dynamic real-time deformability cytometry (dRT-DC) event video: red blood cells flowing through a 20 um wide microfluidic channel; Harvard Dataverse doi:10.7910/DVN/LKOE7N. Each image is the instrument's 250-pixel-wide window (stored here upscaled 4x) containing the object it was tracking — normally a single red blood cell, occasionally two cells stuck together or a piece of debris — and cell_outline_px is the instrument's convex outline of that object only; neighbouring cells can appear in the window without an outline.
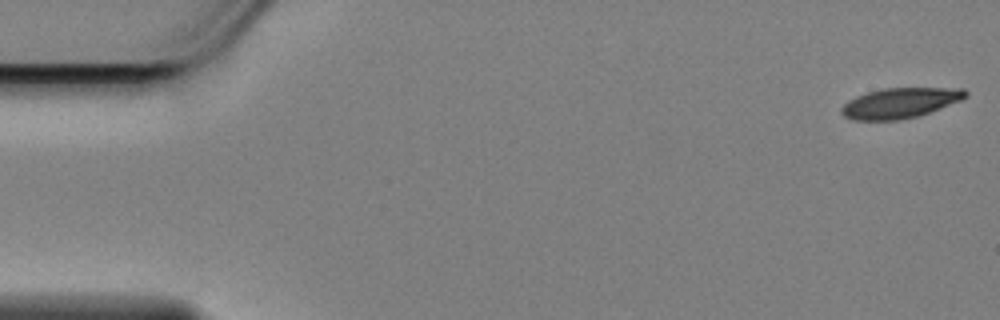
{"species": "Egyptian fruit bat (a non-hibernating species)", "species_latin": "Rousettus aegyptiacus", "temperature_condition": "cold", "stored_images_in_passage": 58, "camera_frame_rate_fps": 3000, "um_per_image_px": 0.085, "animal": {"sex": "female"}, "frame": {"image": 1, "passage_image": 1, "time_ms": 0.0, "image_size_px": [1000, 320], "cell_outline_px": [[968, 96], [960, 100], [920, 116], [900, 120], [852, 120], [844, 116], [840, 112], [840, 108], [848, 100], [856, 96], [868, 92], [884, 88], [964, 88], [968, 92]], "centroid_in_image_um": [76.49, 8.76], "position_along_channel_um": 8.5, "area_um2": 21.96}}
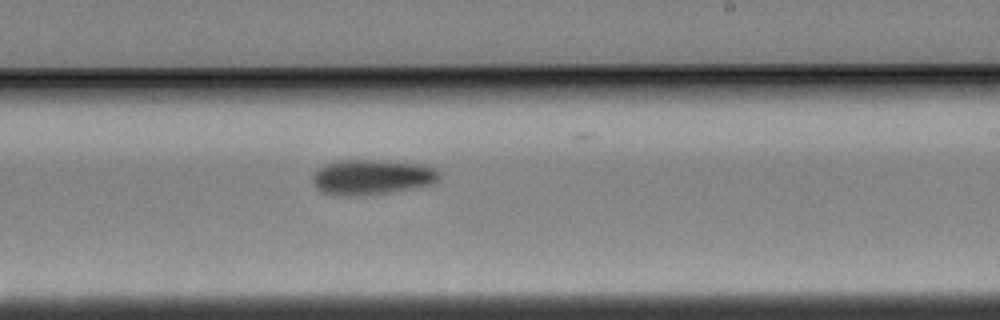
{"frame": {"image": 2, "passage_image": 34, "time_ms": 11.0, "image_size_px": [1000, 320], "cell_outline_px": [[440, 176], [432, 184], [384, 192], [352, 196], [340, 196], [324, 192], [316, 188], [312, 180], [312, 176], [324, 164], [336, 160], [384, 160], [420, 164], [432, 168], [440, 172]], "centroid_in_image_um": [31.56, 15.03], "position_along_channel_um": 257.4, "area_um2": 25.55}}
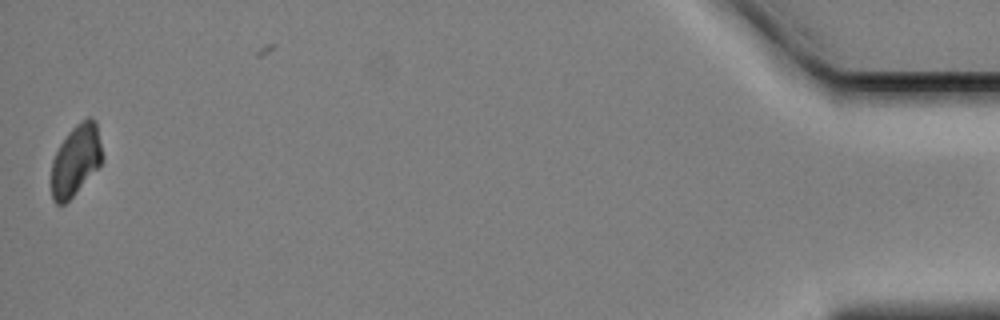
{"frame": {"image": 3, "passage_image": 57, "time_ms": 18.667, "image_size_px": [1000, 320], "cell_outline_px": [[104, 160], [72, 196], [64, 204], [56, 204], [52, 200], [52, 160], [60, 144], [68, 132], [80, 120], [88, 116], [96, 120], [104, 156]], "centroid_in_image_um": [6.46, 13.56], "position_along_channel_um": 428.7, "area_um2": 21.04}}